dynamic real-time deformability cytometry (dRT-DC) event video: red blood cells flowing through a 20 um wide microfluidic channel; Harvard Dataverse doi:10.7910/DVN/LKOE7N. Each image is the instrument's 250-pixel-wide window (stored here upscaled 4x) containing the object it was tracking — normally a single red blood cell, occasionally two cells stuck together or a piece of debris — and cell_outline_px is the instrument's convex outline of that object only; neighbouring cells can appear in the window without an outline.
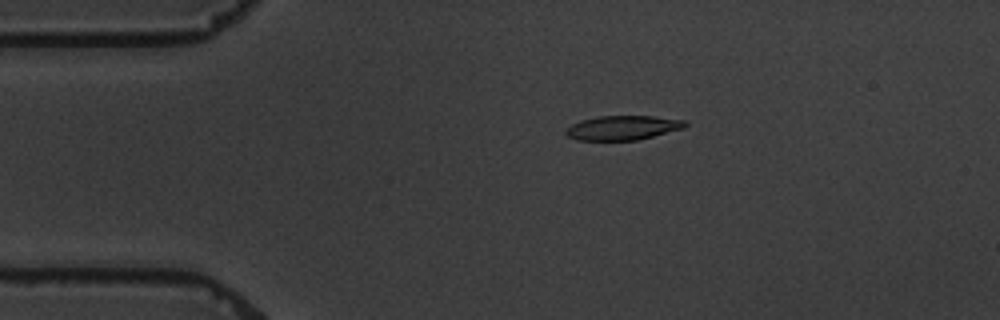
{"species": "common noctule bat (a hibernating species)", "species_latin": "Nyctalus noctula", "temperature_condition": "warm", "stored_images_in_passage": 9, "camera_frame_rate_fps": 3000, "um_per_image_px": 0.085, "animal": {"sex": "male", "body_mass_g": 19.5, "forearm_length_mm": 54.6}, "frame": {"image": 1, "passage_image": 1, "time_ms": 0.0, "image_size_px": [1000, 320], "cell_outline_px": [[688, 124], [684, 128], [636, 140], [576, 140], [568, 136], [564, 132], [572, 124], [580, 120], [596, 116], [652, 116], [688, 120]], "centroid_in_image_um": [52.94, 10.85], "position_along_channel_um": 32.1, "area_um2": 16.94}}
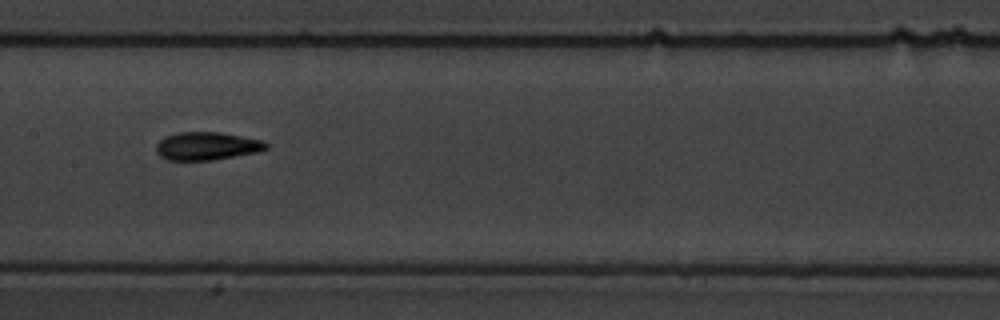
{"frame": {"image": 2, "passage_image": 6, "time_ms": 5.667, "image_size_px": [1000, 320], "cell_outline_px": [[268, 148], [256, 152], [212, 160], [168, 160], [160, 156], [156, 152], [156, 144], [164, 136], [180, 132], [220, 132], [264, 140], [268, 144]], "centroid_in_image_um": [17.57, 12.4], "position_along_channel_um": 189.8, "area_um2": 17.98}}
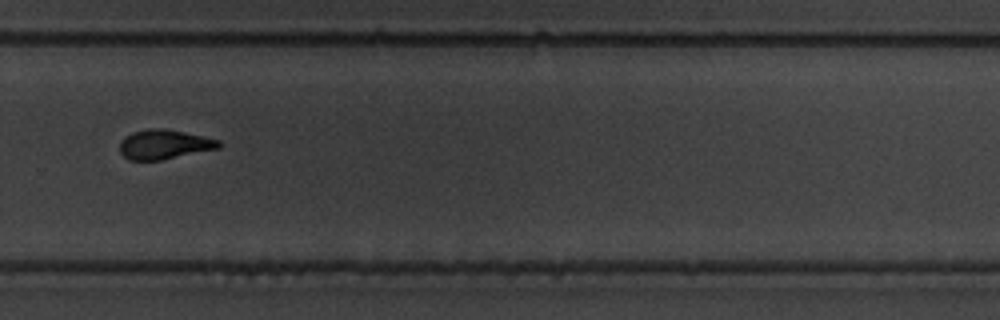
{"frame": {"image": 3, "passage_image": 9, "time_ms": 9.333, "image_size_px": [1000, 320], "cell_outline_px": [[224, 144], [220, 148], [160, 160], [128, 160], [120, 152], [120, 140], [124, 136], [132, 132], [148, 128], [164, 128], [204, 136], [220, 140]], "centroid_in_image_um": [13.97, 12.26], "position_along_channel_um": 315.8, "area_um2": 17.22}}